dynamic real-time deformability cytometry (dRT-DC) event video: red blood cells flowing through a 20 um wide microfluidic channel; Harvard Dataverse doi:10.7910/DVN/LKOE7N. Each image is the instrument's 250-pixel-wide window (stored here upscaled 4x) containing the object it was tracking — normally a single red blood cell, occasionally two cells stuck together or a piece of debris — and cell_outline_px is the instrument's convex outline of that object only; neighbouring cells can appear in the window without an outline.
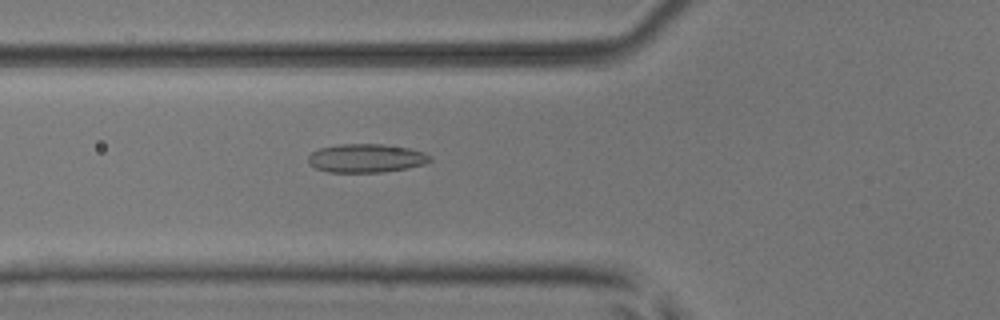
{"species": "common noctule bat (a hibernating species)", "species_latin": "Nyctalus noctula", "temperature_condition": "room temperature", "stored_images_in_passage": 40, "camera_frame_rate_fps": 3000, "um_per_image_px": 0.085, "animal": {"sex": "male", "body_mass_g": 17.9, "forearm_length_mm": 54.2}, "frame": {"image": 1, "passage_image": 7, "time_ms": 2.0, "image_size_px": [1000, 320], "cell_outline_px": [[432, 160], [424, 164], [408, 168], [380, 172], [328, 172], [316, 168], [308, 160], [308, 156], [312, 152], [320, 148], [340, 144], [384, 144], [408, 148], [424, 152], [432, 156]], "centroid_in_image_um": [31.16, 13.44], "position_along_channel_um": 94.6, "area_um2": 20.23}}
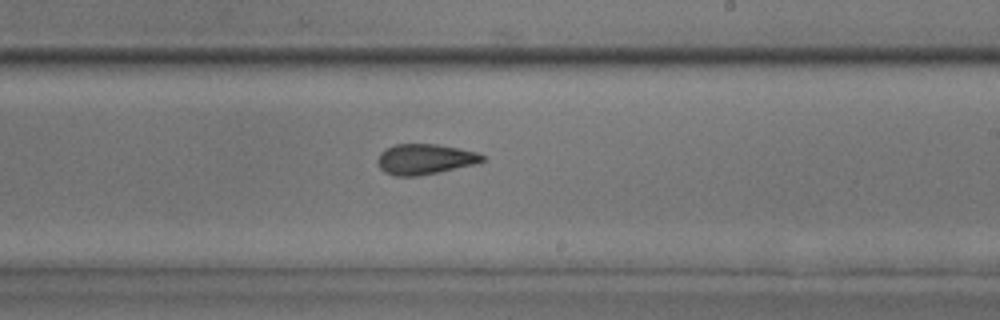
{"frame": {"image": 2, "passage_image": 19, "time_ms": 6.0, "image_size_px": [1000, 320], "cell_outline_px": [[484, 160], [476, 164], [416, 176], [396, 176], [384, 172], [380, 168], [376, 160], [380, 152], [384, 148], [396, 144], [436, 144], [460, 148], [476, 152], [484, 156]], "centroid_in_image_um": [36.07, 13.52], "position_along_channel_um": 252.9, "area_um2": 18.55}}
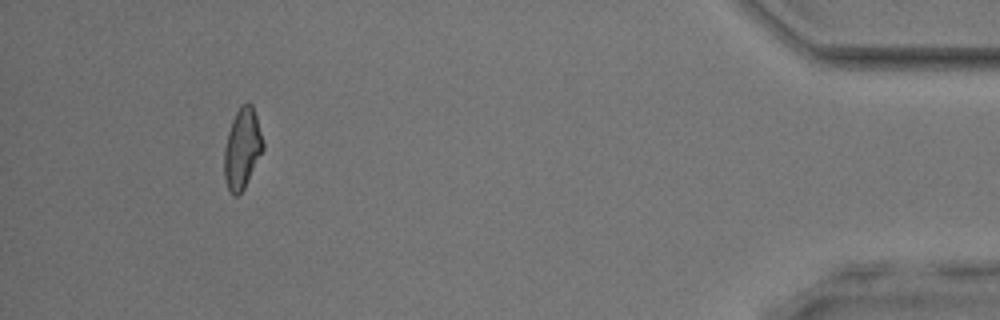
{"frame": {"image": 3, "passage_image": 36, "time_ms": 11.667, "image_size_px": [1000, 320], "cell_outline_px": [[264, 148], [244, 188], [236, 196], [232, 196], [228, 188], [224, 176], [224, 148], [228, 132], [232, 120], [240, 104], [248, 100], [252, 104], [256, 116], [264, 144]], "centroid_in_image_um": [20.58, 12.59], "position_along_channel_um": 414.6, "area_um2": 18.15}, "authors_computed_cell_mechanics": {"area_um2": 18.5827, "velocity_mm_per_s": 3.9635, "shape_relaxation_time_tau1_ms": 8.8534, "shape_relaxation_time_tau2_ms": 2.6953, "deformation_change_tau1": 0.1646, "deformation_change_tau2": 0.0984}}